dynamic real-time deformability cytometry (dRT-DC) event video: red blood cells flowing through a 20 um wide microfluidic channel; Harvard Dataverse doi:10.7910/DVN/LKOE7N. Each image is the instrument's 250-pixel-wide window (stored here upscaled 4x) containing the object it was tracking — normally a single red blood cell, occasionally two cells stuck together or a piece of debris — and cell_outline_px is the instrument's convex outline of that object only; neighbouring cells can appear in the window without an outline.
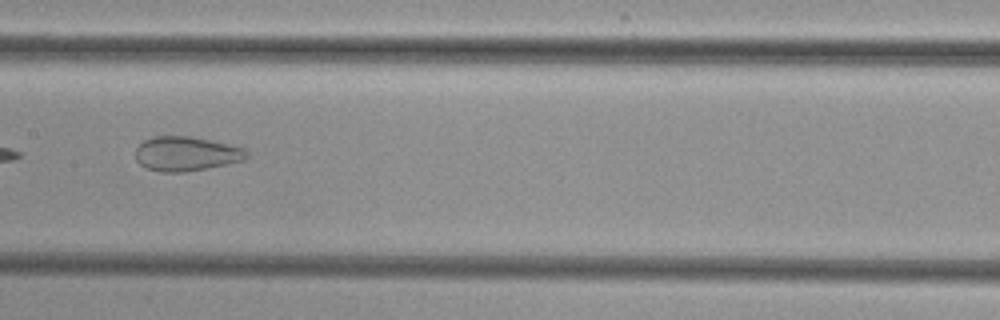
{"species": "common noctule bat (a hibernating species)", "species_latin": "Nyctalus noctula", "temperature_condition": "cold", "stored_images_in_passage": 7, "camera_frame_rate_fps": 3000, "um_per_image_px": 0.085, "animal": {"sex": "female", "body_mass_g": 29.2, "forearm_length_mm": 56.3}, "frame": {"image": 1, "passage_image": 5, "time_ms": 4.667, "image_size_px": [1000, 320], "cell_outline_px": [[248, 156], [244, 160], [208, 168], [184, 172], [160, 172], [148, 168], [140, 164], [136, 160], [136, 148], [144, 140], [152, 136], [192, 136], [228, 144], [244, 148], [248, 152]], "centroid_in_image_um": [15.82, 13.06], "position_along_channel_um": 191.6, "area_um2": 22.31}}
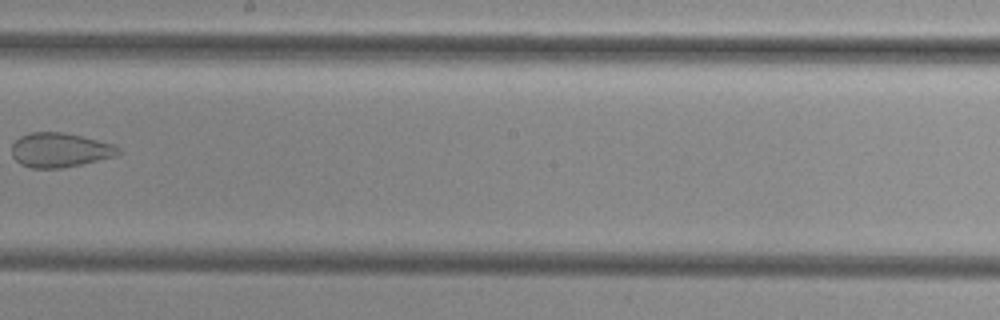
{"frame": {"image": 2, "passage_image": 6, "time_ms": 6.0, "image_size_px": [1000, 320], "cell_outline_px": [[120, 152], [116, 156], [64, 168], [32, 168], [20, 164], [12, 156], [12, 144], [20, 136], [32, 132], [64, 132], [112, 144], [120, 148]], "centroid_in_image_um": [5.07, 12.76], "position_along_channel_um": 243.1, "area_um2": 21.27}}
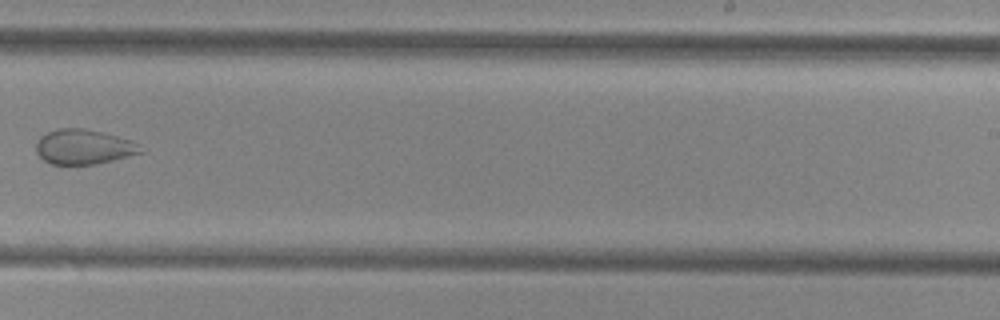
{"frame": {"image": 3, "passage_image": 7, "time_ms": 7.0, "image_size_px": [1000, 320], "cell_outline_px": [[144, 152], [112, 160], [92, 164], [52, 164], [44, 160], [36, 152], [36, 144], [40, 136], [56, 128], [84, 128], [132, 140]], "centroid_in_image_um": [7.07, 12.47], "position_along_channel_um": 281.9, "area_um2": 20.92}}